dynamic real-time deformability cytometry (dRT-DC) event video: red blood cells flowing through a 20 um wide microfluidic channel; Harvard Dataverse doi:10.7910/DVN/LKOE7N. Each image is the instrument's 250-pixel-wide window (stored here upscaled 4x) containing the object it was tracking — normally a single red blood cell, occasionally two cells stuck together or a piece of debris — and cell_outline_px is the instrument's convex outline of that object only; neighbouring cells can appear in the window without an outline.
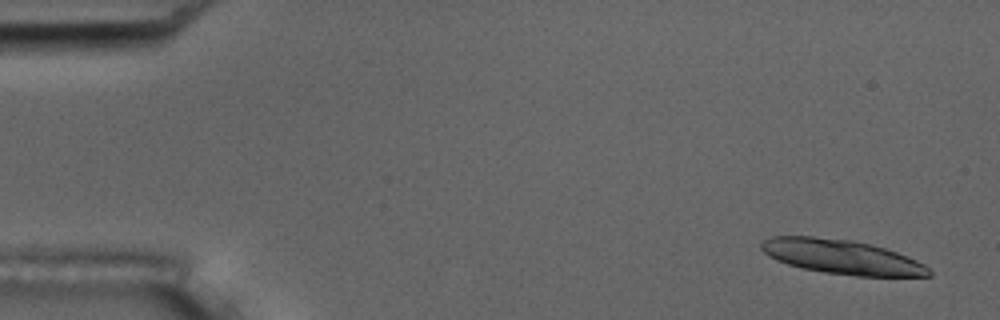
{"species": "common noctule bat (a hibernating species)", "species_latin": "Nyctalus noctula", "temperature_condition": "room temperature", "stored_images_in_passage": 16, "camera_frame_rate_fps": 3000, "um_per_image_px": 0.085, "animal": {"sex": "male", "body_mass_g": 17.5, "forearm_length_mm": 52.3}, "frame": {"image": 1, "passage_image": 3, "time_ms": 0.667, "image_size_px": [1000, 320], "cell_outline_px": [[932, 276], [856, 276], [824, 272], [800, 268], [776, 260], [768, 256], [760, 248], [760, 244], [764, 240], [772, 236], [812, 236], [852, 240], [872, 244], [896, 252], [916, 260], [924, 264], [932, 272]], "centroid_in_image_um": [71.53, 21.83], "position_along_channel_um": 13.5, "area_um2": 33.64}}